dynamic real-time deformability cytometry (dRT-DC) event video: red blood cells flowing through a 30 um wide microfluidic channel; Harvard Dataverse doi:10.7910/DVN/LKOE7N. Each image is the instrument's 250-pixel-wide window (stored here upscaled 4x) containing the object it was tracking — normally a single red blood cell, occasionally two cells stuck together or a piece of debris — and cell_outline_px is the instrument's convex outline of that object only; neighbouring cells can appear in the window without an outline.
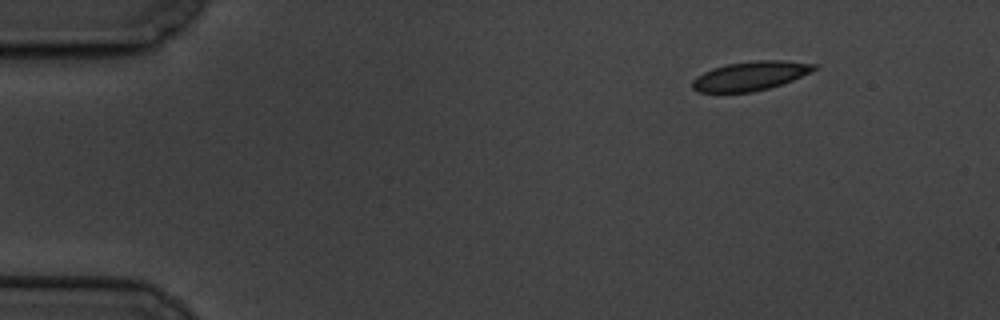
{"species": "common noctule bat (a hibernating species)", "species_latin": "Nyctalus noctula", "temperature_condition": "cold", "stored_images_in_passage": 5, "camera_frame_rate_fps": 3000, "um_per_image_px": 0.085, "animal": {"sex": "male", "body_mass_g": 19.5, "forearm_length_mm": 54.6}, "frame": {"image": 1, "passage_image": 1, "time_ms": 0.0, "image_size_px": [1000, 320], "cell_outline_px": [[816, 68], [792, 80], [768, 88], [752, 92], [696, 92], [692, 88], [692, 80], [696, 76], [712, 68], [728, 64], [756, 60], [780, 60], [816, 64]], "centroid_in_image_um": [63.71, 6.45], "position_along_channel_um": 21.3, "area_um2": 20.35}}
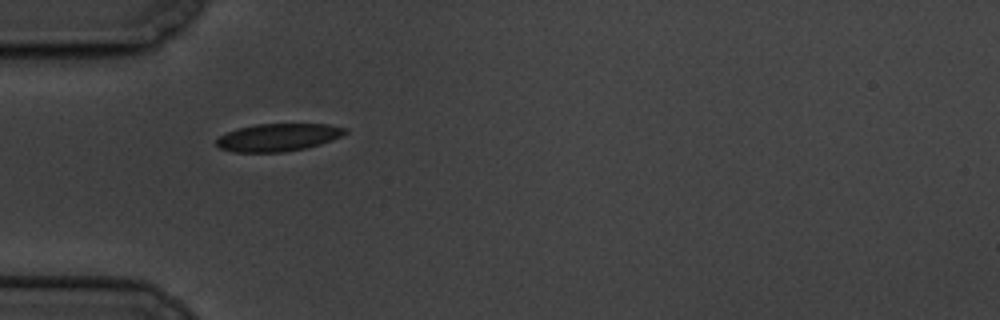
{"frame": {"image": 2, "passage_image": 4, "time_ms": 3.667, "image_size_px": [1000, 320], "cell_outline_px": [[348, 132], [332, 140], [320, 144], [304, 148], [284, 152], [232, 152], [220, 148], [216, 144], [216, 140], [220, 136], [236, 128], [256, 124], [328, 124], [348, 128]], "centroid_in_image_um": [23.64, 11.67], "position_along_channel_um": 61.4, "area_um2": 20.75}}
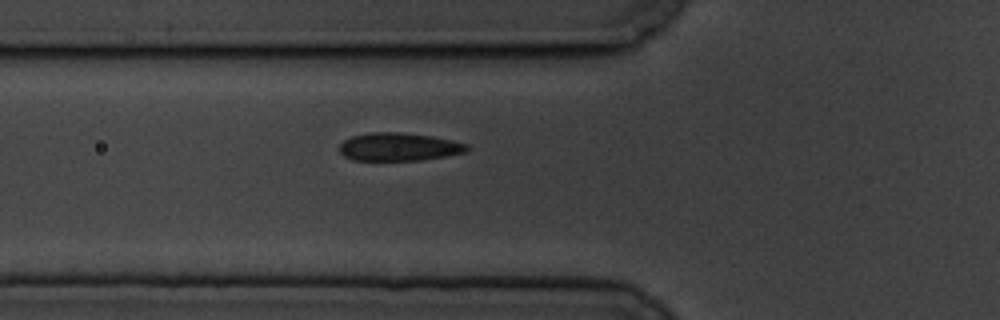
{"frame": {"image": 3, "passage_image": 5, "time_ms": 4.667, "image_size_px": [1000, 320], "cell_outline_px": [[472, 148], [464, 152], [448, 156], [420, 160], [352, 160], [344, 156], [340, 152], [340, 144], [344, 140], [352, 136], [372, 132], [400, 132], [432, 136], [452, 140], [468, 144]], "centroid_in_image_um": [33.93, 12.48], "position_along_channel_um": 91.9, "area_um2": 20.92}}